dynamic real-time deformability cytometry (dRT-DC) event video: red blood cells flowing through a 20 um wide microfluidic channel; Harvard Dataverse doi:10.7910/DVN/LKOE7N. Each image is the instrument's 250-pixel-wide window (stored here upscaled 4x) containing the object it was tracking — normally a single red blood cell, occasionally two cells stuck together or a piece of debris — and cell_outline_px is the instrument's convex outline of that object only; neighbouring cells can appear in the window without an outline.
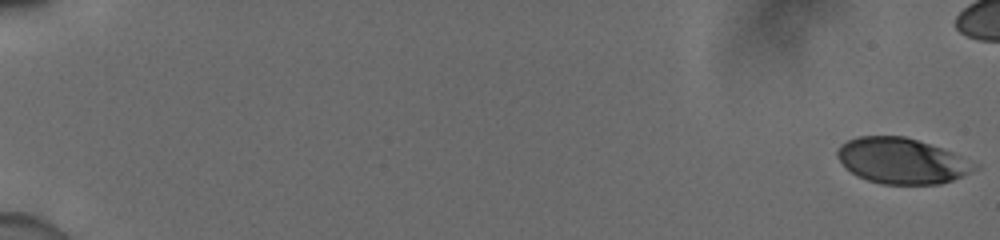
{"species": "human", "species_latin": "Homo sapiens", "temperature_condition": "cold", "stored_images_in_passage": 51, "camera_frame_rate_fps": 3000, "um_per_image_px": 0.085, "donor": {"sex": "male"}, "frame": {"image": 1, "passage_image": 1, "time_ms": 0.0, "image_size_px": [1000, 240], "cell_outline_px": [[980, 168], [952, 180], [940, 184], [880, 184], [856, 176], [836, 156], [836, 152], [840, 144], [848, 140], [860, 136], [904, 136], [952, 152], [980, 164]], "centroid_in_image_um": [76.67, 13.68], "position_along_channel_um": 8.3, "area_um2": 36.36}}
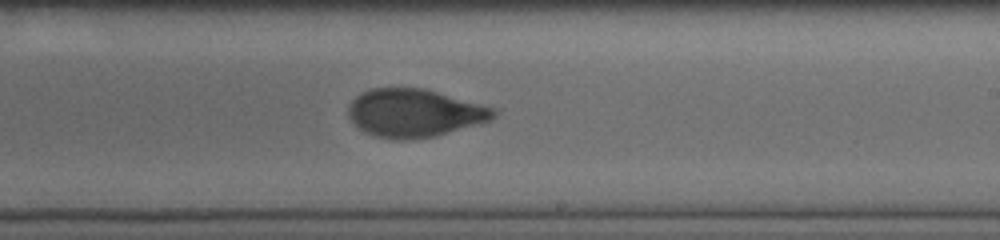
{"frame": {"image": 2, "passage_image": 36, "time_ms": 11.667, "image_size_px": [1000, 240], "cell_outline_px": [[500, 112], [492, 120], [436, 136], [408, 140], [396, 140], [376, 136], [364, 132], [348, 116], [348, 108], [352, 100], [356, 96], [372, 88], [424, 88], [496, 108]], "centroid_in_image_um": [35.27, 9.61], "position_along_channel_um": 253.7, "area_um2": 40.75}}
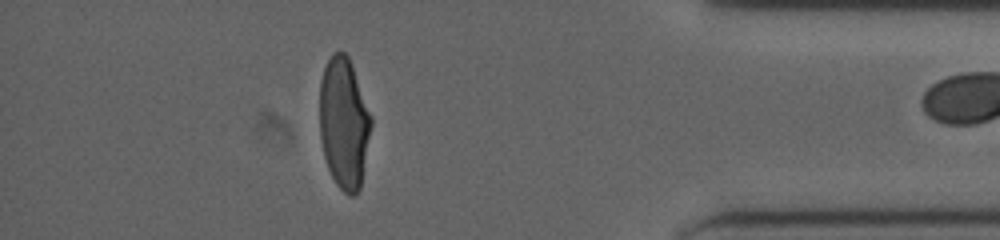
{"frame": {"image": 3, "passage_image": 50, "time_ms": 16.333, "image_size_px": [1000, 240], "cell_outline_px": [[372, 124], [360, 188], [352, 196], [348, 196], [336, 184], [328, 168], [324, 156], [320, 140], [320, 80], [324, 68], [332, 52], [344, 52], [348, 56], [372, 116]], "centroid_in_image_um": [29.23, 10.46], "position_along_channel_um": 406.0, "area_um2": 39.3}}